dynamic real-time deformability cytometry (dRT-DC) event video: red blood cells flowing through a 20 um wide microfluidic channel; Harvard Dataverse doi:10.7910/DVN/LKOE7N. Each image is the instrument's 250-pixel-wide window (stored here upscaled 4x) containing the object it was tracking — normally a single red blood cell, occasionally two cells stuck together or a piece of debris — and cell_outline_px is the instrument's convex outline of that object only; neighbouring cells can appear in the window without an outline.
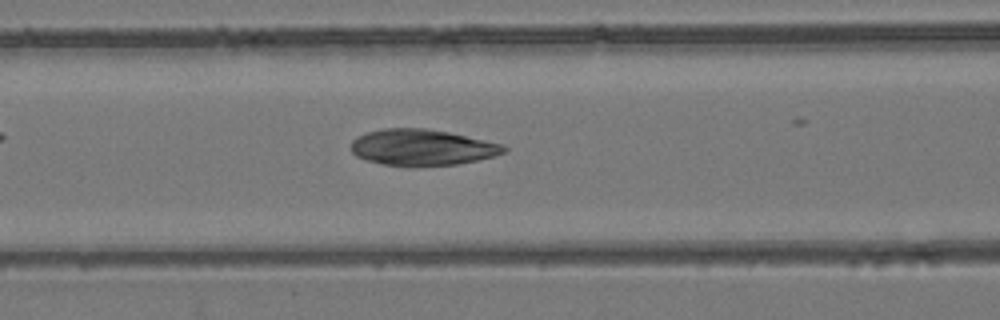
{"species": "common noctule bat (a hibernating species)", "species_latin": "Nyctalus noctula", "temperature_condition": "room temperature", "stored_images_in_passage": 28, "camera_frame_rate_fps": 3000, "um_per_image_px": 0.085, "animal": {"sex": "female", "body_mass_g": 24.6, "forearm_length_mm": 56.2}, "frame": {"image": 1, "passage_image": 9, "time_ms": 2.667, "image_size_px": [1000, 320], "cell_outline_px": [[508, 152], [476, 160], [456, 164], [416, 168], [384, 164], [368, 160], [356, 156], [352, 152], [352, 140], [356, 136], [368, 132], [384, 128], [424, 128], [448, 132], [504, 144], [508, 148]], "centroid_in_image_um": [35.89, 12.54], "position_along_channel_um": 130.7, "area_um2": 32.48}}
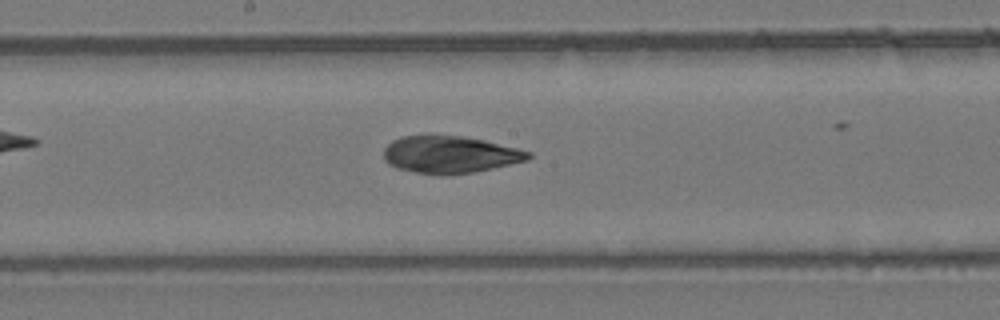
{"frame": {"image": 2, "passage_image": 15, "time_ms": 4.667, "image_size_px": [1000, 320], "cell_outline_px": [[532, 156], [528, 160], [492, 168], [472, 172], [444, 176], [440, 176], [416, 172], [396, 168], [388, 164], [384, 160], [384, 148], [392, 140], [400, 136], [464, 136], [484, 140], [532, 152]], "centroid_in_image_um": [38.22, 13.15], "position_along_channel_um": 210.0, "area_um2": 31.33}}
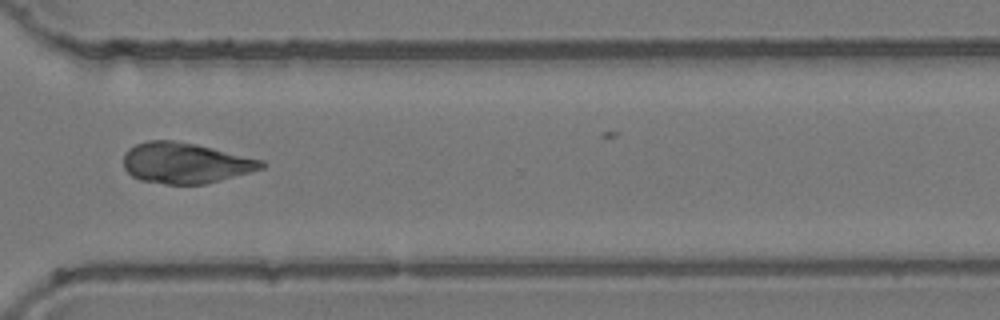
{"frame": {"image": 3, "passage_image": 26, "time_ms": 8.333, "image_size_px": [1000, 320], "cell_outline_px": [[268, 164], [264, 168], [220, 180], [204, 184], [164, 184], [140, 180], [132, 176], [124, 168], [124, 152], [128, 148], [136, 144], [148, 140], [172, 140], [196, 144], [264, 160]], "centroid_in_image_um": [15.75, 13.85], "position_along_channel_um": 354.8, "area_um2": 32.77}}